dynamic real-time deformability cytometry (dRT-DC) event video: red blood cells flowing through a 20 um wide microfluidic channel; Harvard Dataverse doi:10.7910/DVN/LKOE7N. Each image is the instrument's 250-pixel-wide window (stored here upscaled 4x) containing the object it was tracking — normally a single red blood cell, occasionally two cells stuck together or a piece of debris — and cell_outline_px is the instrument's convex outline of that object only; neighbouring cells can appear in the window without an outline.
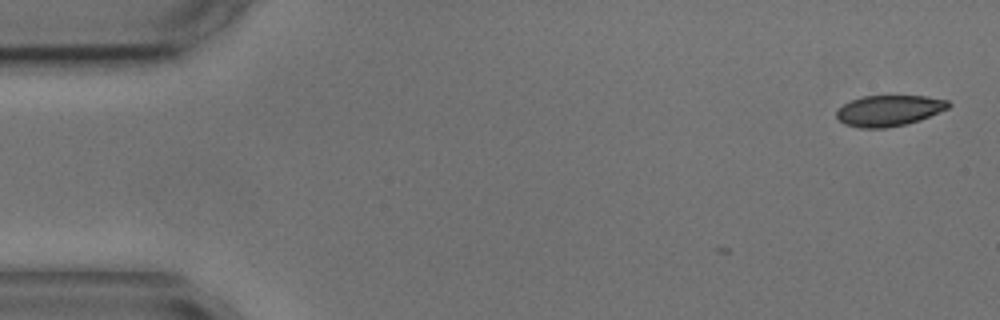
{"species": "common noctule bat (a hibernating species)", "species_latin": "Nyctalus noctula", "temperature_condition": "cold", "stored_images_in_passage": 4, "camera_frame_rate_fps": 3000, "um_per_image_px": 0.085, "animal": {"sex": "male", "body_mass_g": 17.9, "forearm_length_mm": 54.2}, "frame": {"image": 1, "passage_image": 1, "time_ms": 0.0, "image_size_px": [1000, 320], "cell_outline_px": [[952, 104], [948, 108], [920, 120], [904, 124], [884, 128], [860, 128], [844, 124], [836, 116], [836, 112], [844, 104], [852, 100], [864, 96], [928, 96], [948, 100]], "centroid_in_image_um": [75.58, 9.4], "position_along_channel_um": 9.4, "area_um2": 20.0}}